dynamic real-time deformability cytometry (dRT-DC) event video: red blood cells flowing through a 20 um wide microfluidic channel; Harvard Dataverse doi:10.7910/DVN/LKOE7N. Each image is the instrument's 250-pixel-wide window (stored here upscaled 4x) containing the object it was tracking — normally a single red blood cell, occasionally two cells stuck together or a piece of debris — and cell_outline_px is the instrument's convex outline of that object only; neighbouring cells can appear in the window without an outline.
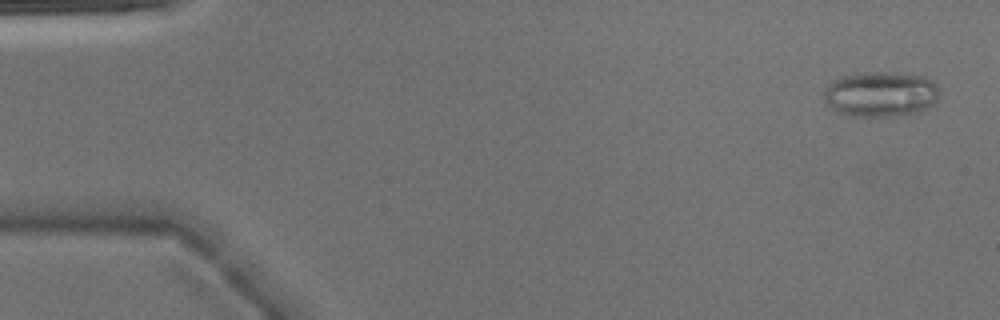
{"species": "Egyptian fruit bat (a non-hibernating species)", "species_latin": "Rousettus aegyptiacus", "temperature_condition": "warm", "stored_images_in_passage": 48, "camera_frame_rate_fps": 3000, "um_per_image_px": 0.085, "animal": {"sex": "male"}, "frame": {"image": 1, "passage_image": 2, "time_ms": 0.333, "image_size_px": [1000, 320], "cell_outline_px": [[940, 92], [936, 100], [928, 108], [916, 112], [896, 116], [856, 116], [840, 112], [832, 108], [824, 100], [824, 92], [828, 84], [832, 80], [840, 76], [852, 72], [892, 72], [924, 76], [932, 80], [936, 84]], "centroid_in_image_um": [74.85, 7.97], "position_along_channel_um": 10.1, "area_um2": 30.69}}
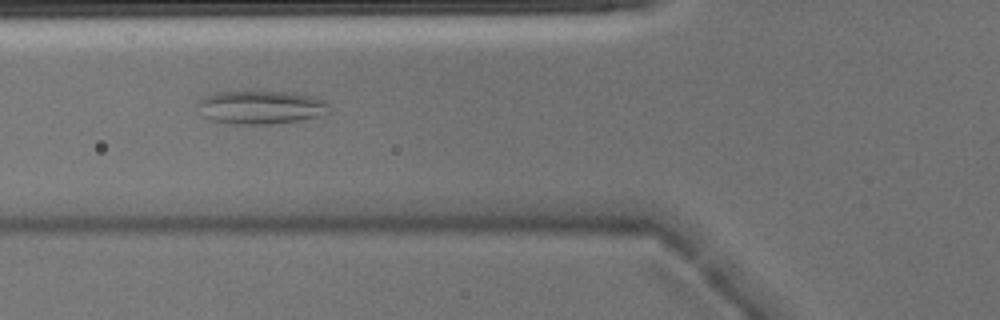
{"frame": {"image": 2, "passage_image": 18, "time_ms": 5.667, "image_size_px": [1000, 320], "cell_outline_px": [[328, 104], [316, 116], [300, 120], [268, 124], [228, 124], [212, 120], [204, 116], [200, 104], [200, 100], [204, 96], [216, 92], [296, 92], [316, 96], [324, 100]], "centroid_in_image_um": [22.14, 9.11], "position_along_channel_um": 103.7, "area_um2": 24.97}}
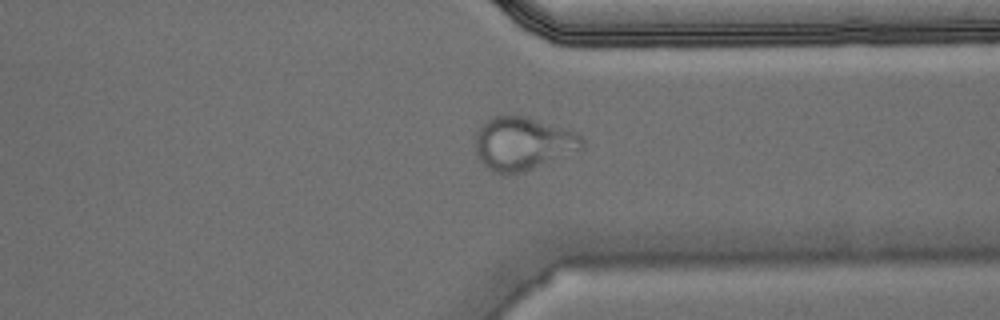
{"frame": {"image": 3, "passage_image": 37, "time_ms": 12.0, "image_size_px": [1000, 320], "cell_outline_px": [[584, 148], [524, 172], [508, 176], [504, 176], [492, 172], [484, 168], [476, 152], [476, 132], [484, 120], [492, 116], [524, 116], [576, 132], [584, 136]], "centroid_in_image_um": [44.41, 12.23], "position_along_channel_um": 367.0, "area_um2": 33.47}, "authors_computed_cell_mechanics": {"area_um2": 29.3913, "velocity_mm_per_s": 4.166, "shape_relaxation_time_tau1_ms": null, "shape_relaxation_time_tau2_ms": 1.0845, "deformation_change_tau1": null, "deformation_change_tau2": 0.0829}}